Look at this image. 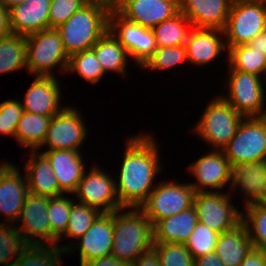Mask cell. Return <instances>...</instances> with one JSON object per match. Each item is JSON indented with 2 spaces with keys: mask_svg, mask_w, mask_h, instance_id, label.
I'll return each instance as SVG.
<instances>
[{
  "mask_svg": "<svg viewBox=\"0 0 266 266\" xmlns=\"http://www.w3.org/2000/svg\"><path fill=\"white\" fill-rule=\"evenodd\" d=\"M219 234L198 221L188 241L185 243L186 248L194 259L207 253L215 252Z\"/></svg>",
  "mask_w": 266,
  "mask_h": 266,
  "instance_id": "40",
  "label": "cell"
},
{
  "mask_svg": "<svg viewBox=\"0 0 266 266\" xmlns=\"http://www.w3.org/2000/svg\"><path fill=\"white\" fill-rule=\"evenodd\" d=\"M242 223L246 226L253 248L266 251V202L242 209Z\"/></svg>",
  "mask_w": 266,
  "mask_h": 266,
  "instance_id": "36",
  "label": "cell"
},
{
  "mask_svg": "<svg viewBox=\"0 0 266 266\" xmlns=\"http://www.w3.org/2000/svg\"><path fill=\"white\" fill-rule=\"evenodd\" d=\"M30 87L26 90L21 104L23 110L29 113L53 117L59 113L66 104H61L62 89L59 77L33 76ZM63 105V106H62Z\"/></svg>",
  "mask_w": 266,
  "mask_h": 266,
  "instance_id": "20",
  "label": "cell"
},
{
  "mask_svg": "<svg viewBox=\"0 0 266 266\" xmlns=\"http://www.w3.org/2000/svg\"><path fill=\"white\" fill-rule=\"evenodd\" d=\"M207 153L188 165V174L194 177L190 185L195 193L222 192L225 187L230 191L232 166L227 157L222 150L211 149Z\"/></svg>",
  "mask_w": 266,
  "mask_h": 266,
  "instance_id": "13",
  "label": "cell"
},
{
  "mask_svg": "<svg viewBox=\"0 0 266 266\" xmlns=\"http://www.w3.org/2000/svg\"><path fill=\"white\" fill-rule=\"evenodd\" d=\"M226 81V93L221 97L240 115L247 117H266V97L261 77L233 69L229 64Z\"/></svg>",
  "mask_w": 266,
  "mask_h": 266,
  "instance_id": "6",
  "label": "cell"
},
{
  "mask_svg": "<svg viewBox=\"0 0 266 266\" xmlns=\"http://www.w3.org/2000/svg\"><path fill=\"white\" fill-rule=\"evenodd\" d=\"M193 28L190 20L181 12L156 25L152 31L157 47L184 45Z\"/></svg>",
  "mask_w": 266,
  "mask_h": 266,
  "instance_id": "32",
  "label": "cell"
},
{
  "mask_svg": "<svg viewBox=\"0 0 266 266\" xmlns=\"http://www.w3.org/2000/svg\"><path fill=\"white\" fill-rule=\"evenodd\" d=\"M23 106L19 99H7L0 102V134L11 135L15 139L17 123L22 116Z\"/></svg>",
  "mask_w": 266,
  "mask_h": 266,
  "instance_id": "42",
  "label": "cell"
},
{
  "mask_svg": "<svg viewBox=\"0 0 266 266\" xmlns=\"http://www.w3.org/2000/svg\"><path fill=\"white\" fill-rule=\"evenodd\" d=\"M80 266H128V265L125 264L124 262L119 261L115 257L109 256L81 263Z\"/></svg>",
  "mask_w": 266,
  "mask_h": 266,
  "instance_id": "48",
  "label": "cell"
},
{
  "mask_svg": "<svg viewBox=\"0 0 266 266\" xmlns=\"http://www.w3.org/2000/svg\"><path fill=\"white\" fill-rule=\"evenodd\" d=\"M237 191L243 197L244 208L266 202V159L241 163L232 168L231 195H237Z\"/></svg>",
  "mask_w": 266,
  "mask_h": 266,
  "instance_id": "19",
  "label": "cell"
},
{
  "mask_svg": "<svg viewBox=\"0 0 266 266\" xmlns=\"http://www.w3.org/2000/svg\"><path fill=\"white\" fill-rule=\"evenodd\" d=\"M201 112V116L191 132L211 149L222 150L235 135L239 123L244 118L218 93Z\"/></svg>",
  "mask_w": 266,
  "mask_h": 266,
  "instance_id": "4",
  "label": "cell"
},
{
  "mask_svg": "<svg viewBox=\"0 0 266 266\" xmlns=\"http://www.w3.org/2000/svg\"><path fill=\"white\" fill-rule=\"evenodd\" d=\"M123 0H88V3L101 6L108 12H116L122 5Z\"/></svg>",
  "mask_w": 266,
  "mask_h": 266,
  "instance_id": "49",
  "label": "cell"
},
{
  "mask_svg": "<svg viewBox=\"0 0 266 266\" xmlns=\"http://www.w3.org/2000/svg\"><path fill=\"white\" fill-rule=\"evenodd\" d=\"M198 222L195 208L159 220L154 226V243L185 244Z\"/></svg>",
  "mask_w": 266,
  "mask_h": 266,
  "instance_id": "26",
  "label": "cell"
},
{
  "mask_svg": "<svg viewBox=\"0 0 266 266\" xmlns=\"http://www.w3.org/2000/svg\"><path fill=\"white\" fill-rule=\"evenodd\" d=\"M239 266H266V251L252 248Z\"/></svg>",
  "mask_w": 266,
  "mask_h": 266,
  "instance_id": "44",
  "label": "cell"
},
{
  "mask_svg": "<svg viewBox=\"0 0 266 266\" xmlns=\"http://www.w3.org/2000/svg\"><path fill=\"white\" fill-rule=\"evenodd\" d=\"M232 168L238 164L266 159V117H247L222 149Z\"/></svg>",
  "mask_w": 266,
  "mask_h": 266,
  "instance_id": "7",
  "label": "cell"
},
{
  "mask_svg": "<svg viewBox=\"0 0 266 266\" xmlns=\"http://www.w3.org/2000/svg\"><path fill=\"white\" fill-rule=\"evenodd\" d=\"M66 254L58 246H28L22 252V266H62Z\"/></svg>",
  "mask_w": 266,
  "mask_h": 266,
  "instance_id": "39",
  "label": "cell"
},
{
  "mask_svg": "<svg viewBox=\"0 0 266 266\" xmlns=\"http://www.w3.org/2000/svg\"><path fill=\"white\" fill-rule=\"evenodd\" d=\"M117 12L130 22L153 29L159 23L173 18L179 10L163 0H123Z\"/></svg>",
  "mask_w": 266,
  "mask_h": 266,
  "instance_id": "23",
  "label": "cell"
},
{
  "mask_svg": "<svg viewBox=\"0 0 266 266\" xmlns=\"http://www.w3.org/2000/svg\"><path fill=\"white\" fill-rule=\"evenodd\" d=\"M184 45L189 66L201 69L212 62H217L216 60H219L223 52L226 53L224 60L228 61V49L223 30L193 27Z\"/></svg>",
  "mask_w": 266,
  "mask_h": 266,
  "instance_id": "18",
  "label": "cell"
},
{
  "mask_svg": "<svg viewBox=\"0 0 266 266\" xmlns=\"http://www.w3.org/2000/svg\"><path fill=\"white\" fill-rule=\"evenodd\" d=\"M9 162H8V160L7 161H5V160H2L1 162H0V171L8 164Z\"/></svg>",
  "mask_w": 266,
  "mask_h": 266,
  "instance_id": "56",
  "label": "cell"
},
{
  "mask_svg": "<svg viewBox=\"0 0 266 266\" xmlns=\"http://www.w3.org/2000/svg\"><path fill=\"white\" fill-rule=\"evenodd\" d=\"M248 45L254 49L262 51L266 55V30L252 39Z\"/></svg>",
  "mask_w": 266,
  "mask_h": 266,
  "instance_id": "50",
  "label": "cell"
},
{
  "mask_svg": "<svg viewBox=\"0 0 266 266\" xmlns=\"http://www.w3.org/2000/svg\"><path fill=\"white\" fill-rule=\"evenodd\" d=\"M152 249L159 257L160 266H194L193 255L185 244L154 243Z\"/></svg>",
  "mask_w": 266,
  "mask_h": 266,
  "instance_id": "41",
  "label": "cell"
},
{
  "mask_svg": "<svg viewBox=\"0 0 266 266\" xmlns=\"http://www.w3.org/2000/svg\"><path fill=\"white\" fill-rule=\"evenodd\" d=\"M27 247L16 224L0 222V264L17 260Z\"/></svg>",
  "mask_w": 266,
  "mask_h": 266,
  "instance_id": "38",
  "label": "cell"
},
{
  "mask_svg": "<svg viewBox=\"0 0 266 266\" xmlns=\"http://www.w3.org/2000/svg\"><path fill=\"white\" fill-rule=\"evenodd\" d=\"M74 200L75 197L71 198L67 194L49 197L47 215L51 229V246H58V239L65 233Z\"/></svg>",
  "mask_w": 266,
  "mask_h": 266,
  "instance_id": "35",
  "label": "cell"
},
{
  "mask_svg": "<svg viewBox=\"0 0 266 266\" xmlns=\"http://www.w3.org/2000/svg\"><path fill=\"white\" fill-rule=\"evenodd\" d=\"M109 29V12L88 3L56 30L68 56L91 49Z\"/></svg>",
  "mask_w": 266,
  "mask_h": 266,
  "instance_id": "3",
  "label": "cell"
},
{
  "mask_svg": "<svg viewBox=\"0 0 266 266\" xmlns=\"http://www.w3.org/2000/svg\"><path fill=\"white\" fill-rule=\"evenodd\" d=\"M230 191L198 192L193 198V207L198 221L218 233L236 228L242 223V212L232 201Z\"/></svg>",
  "mask_w": 266,
  "mask_h": 266,
  "instance_id": "8",
  "label": "cell"
},
{
  "mask_svg": "<svg viewBox=\"0 0 266 266\" xmlns=\"http://www.w3.org/2000/svg\"><path fill=\"white\" fill-rule=\"evenodd\" d=\"M84 172L76 192L75 200L98 209L101 213H111L123 208L117 198L115 178L110 172L94 163ZM77 198V199H76Z\"/></svg>",
  "mask_w": 266,
  "mask_h": 266,
  "instance_id": "11",
  "label": "cell"
},
{
  "mask_svg": "<svg viewBox=\"0 0 266 266\" xmlns=\"http://www.w3.org/2000/svg\"><path fill=\"white\" fill-rule=\"evenodd\" d=\"M78 107L66 105L50 121L44 142L37 151L47 146L51 150H82L89 134L88 125ZM84 119V120H83ZM85 141V143H84Z\"/></svg>",
  "mask_w": 266,
  "mask_h": 266,
  "instance_id": "10",
  "label": "cell"
},
{
  "mask_svg": "<svg viewBox=\"0 0 266 266\" xmlns=\"http://www.w3.org/2000/svg\"><path fill=\"white\" fill-rule=\"evenodd\" d=\"M261 82H262L263 91L266 97V67L264 68L263 74L261 76Z\"/></svg>",
  "mask_w": 266,
  "mask_h": 266,
  "instance_id": "53",
  "label": "cell"
},
{
  "mask_svg": "<svg viewBox=\"0 0 266 266\" xmlns=\"http://www.w3.org/2000/svg\"><path fill=\"white\" fill-rule=\"evenodd\" d=\"M168 180L158 181L147 201L140 207L153 226L159 220L193 206L195 191L190 181L181 183L175 179Z\"/></svg>",
  "mask_w": 266,
  "mask_h": 266,
  "instance_id": "9",
  "label": "cell"
},
{
  "mask_svg": "<svg viewBox=\"0 0 266 266\" xmlns=\"http://www.w3.org/2000/svg\"><path fill=\"white\" fill-rule=\"evenodd\" d=\"M111 256L131 265L154 245L152 222L141 208L123 207L113 212Z\"/></svg>",
  "mask_w": 266,
  "mask_h": 266,
  "instance_id": "2",
  "label": "cell"
},
{
  "mask_svg": "<svg viewBox=\"0 0 266 266\" xmlns=\"http://www.w3.org/2000/svg\"><path fill=\"white\" fill-rule=\"evenodd\" d=\"M42 153L53 168L60 190L64 194L76 192L86 171V160L81 150H51ZM83 154V155H82Z\"/></svg>",
  "mask_w": 266,
  "mask_h": 266,
  "instance_id": "21",
  "label": "cell"
},
{
  "mask_svg": "<svg viewBox=\"0 0 266 266\" xmlns=\"http://www.w3.org/2000/svg\"><path fill=\"white\" fill-rule=\"evenodd\" d=\"M266 30V6L241 1L232 2L224 28L226 47L248 44Z\"/></svg>",
  "mask_w": 266,
  "mask_h": 266,
  "instance_id": "12",
  "label": "cell"
},
{
  "mask_svg": "<svg viewBox=\"0 0 266 266\" xmlns=\"http://www.w3.org/2000/svg\"><path fill=\"white\" fill-rule=\"evenodd\" d=\"M113 212L101 213L91 227L67 250L69 256L79 253V263L111 256L113 246Z\"/></svg>",
  "mask_w": 266,
  "mask_h": 266,
  "instance_id": "16",
  "label": "cell"
},
{
  "mask_svg": "<svg viewBox=\"0 0 266 266\" xmlns=\"http://www.w3.org/2000/svg\"><path fill=\"white\" fill-rule=\"evenodd\" d=\"M91 49L105 74L113 73L122 78L128 75L127 68L132 60H129L127 50L109 29Z\"/></svg>",
  "mask_w": 266,
  "mask_h": 266,
  "instance_id": "27",
  "label": "cell"
},
{
  "mask_svg": "<svg viewBox=\"0 0 266 266\" xmlns=\"http://www.w3.org/2000/svg\"><path fill=\"white\" fill-rule=\"evenodd\" d=\"M227 64L235 70L261 77L266 67V55L248 44H240L228 50Z\"/></svg>",
  "mask_w": 266,
  "mask_h": 266,
  "instance_id": "33",
  "label": "cell"
},
{
  "mask_svg": "<svg viewBox=\"0 0 266 266\" xmlns=\"http://www.w3.org/2000/svg\"><path fill=\"white\" fill-rule=\"evenodd\" d=\"M11 34L10 11L6 7L0 5V38L7 37Z\"/></svg>",
  "mask_w": 266,
  "mask_h": 266,
  "instance_id": "46",
  "label": "cell"
},
{
  "mask_svg": "<svg viewBox=\"0 0 266 266\" xmlns=\"http://www.w3.org/2000/svg\"><path fill=\"white\" fill-rule=\"evenodd\" d=\"M51 0H27L9 9L12 34L24 35L49 29Z\"/></svg>",
  "mask_w": 266,
  "mask_h": 266,
  "instance_id": "24",
  "label": "cell"
},
{
  "mask_svg": "<svg viewBox=\"0 0 266 266\" xmlns=\"http://www.w3.org/2000/svg\"><path fill=\"white\" fill-rule=\"evenodd\" d=\"M109 30L124 46L130 60L139 69L158 48L152 29L126 20L117 11L109 12Z\"/></svg>",
  "mask_w": 266,
  "mask_h": 266,
  "instance_id": "14",
  "label": "cell"
},
{
  "mask_svg": "<svg viewBox=\"0 0 266 266\" xmlns=\"http://www.w3.org/2000/svg\"><path fill=\"white\" fill-rule=\"evenodd\" d=\"M26 49L28 75L54 77V68L66 74L69 56L55 28L27 35Z\"/></svg>",
  "mask_w": 266,
  "mask_h": 266,
  "instance_id": "5",
  "label": "cell"
},
{
  "mask_svg": "<svg viewBox=\"0 0 266 266\" xmlns=\"http://www.w3.org/2000/svg\"><path fill=\"white\" fill-rule=\"evenodd\" d=\"M252 248L247 228L241 223L236 228L219 234L215 253L225 266H239Z\"/></svg>",
  "mask_w": 266,
  "mask_h": 266,
  "instance_id": "28",
  "label": "cell"
},
{
  "mask_svg": "<svg viewBox=\"0 0 266 266\" xmlns=\"http://www.w3.org/2000/svg\"><path fill=\"white\" fill-rule=\"evenodd\" d=\"M163 1L173 4L178 10H180L182 0H163Z\"/></svg>",
  "mask_w": 266,
  "mask_h": 266,
  "instance_id": "54",
  "label": "cell"
},
{
  "mask_svg": "<svg viewBox=\"0 0 266 266\" xmlns=\"http://www.w3.org/2000/svg\"><path fill=\"white\" fill-rule=\"evenodd\" d=\"M231 5L230 0H182L179 12L194 28L224 30Z\"/></svg>",
  "mask_w": 266,
  "mask_h": 266,
  "instance_id": "22",
  "label": "cell"
},
{
  "mask_svg": "<svg viewBox=\"0 0 266 266\" xmlns=\"http://www.w3.org/2000/svg\"><path fill=\"white\" fill-rule=\"evenodd\" d=\"M52 117L23 111L15 130V140L28 151H37L45 140Z\"/></svg>",
  "mask_w": 266,
  "mask_h": 266,
  "instance_id": "29",
  "label": "cell"
},
{
  "mask_svg": "<svg viewBox=\"0 0 266 266\" xmlns=\"http://www.w3.org/2000/svg\"><path fill=\"white\" fill-rule=\"evenodd\" d=\"M4 266H22V253L17 260L9 262L5 264Z\"/></svg>",
  "mask_w": 266,
  "mask_h": 266,
  "instance_id": "52",
  "label": "cell"
},
{
  "mask_svg": "<svg viewBox=\"0 0 266 266\" xmlns=\"http://www.w3.org/2000/svg\"><path fill=\"white\" fill-rule=\"evenodd\" d=\"M243 1L248 2V3H256V4L266 6V0H243Z\"/></svg>",
  "mask_w": 266,
  "mask_h": 266,
  "instance_id": "55",
  "label": "cell"
},
{
  "mask_svg": "<svg viewBox=\"0 0 266 266\" xmlns=\"http://www.w3.org/2000/svg\"><path fill=\"white\" fill-rule=\"evenodd\" d=\"M26 1L27 0H0V5L6 7L7 9H10L17 4H21Z\"/></svg>",
  "mask_w": 266,
  "mask_h": 266,
  "instance_id": "51",
  "label": "cell"
},
{
  "mask_svg": "<svg viewBox=\"0 0 266 266\" xmlns=\"http://www.w3.org/2000/svg\"><path fill=\"white\" fill-rule=\"evenodd\" d=\"M25 159L23 170L29 192L48 197L64 195L60 190L57 178L48 159L39 151H29Z\"/></svg>",
  "mask_w": 266,
  "mask_h": 266,
  "instance_id": "25",
  "label": "cell"
},
{
  "mask_svg": "<svg viewBox=\"0 0 266 266\" xmlns=\"http://www.w3.org/2000/svg\"><path fill=\"white\" fill-rule=\"evenodd\" d=\"M153 135L148 131L129 134L125 138L122 164L118 167L120 171L114 176L117 198L122 207L140 208L156 187L159 173L163 172L160 143Z\"/></svg>",
  "mask_w": 266,
  "mask_h": 266,
  "instance_id": "1",
  "label": "cell"
},
{
  "mask_svg": "<svg viewBox=\"0 0 266 266\" xmlns=\"http://www.w3.org/2000/svg\"><path fill=\"white\" fill-rule=\"evenodd\" d=\"M27 70L26 36L11 34L0 38V74Z\"/></svg>",
  "mask_w": 266,
  "mask_h": 266,
  "instance_id": "30",
  "label": "cell"
},
{
  "mask_svg": "<svg viewBox=\"0 0 266 266\" xmlns=\"http://www.w3.org/2000/svg\"><path fill=\"white\" fill-rule=\"evenodd\" d=\"M194 266H225L215 252L194 259Z\"/></svg>",
  "mask_w": 266,
  "mask_h": 266,
  "instance_id": "47",
  "label": "cell"
},
{
  "mask_svg": "<svg viewBox=\"0 0 266 266\" xmlns=\"http://www.w3.org/2000/svg\"><path fill=\"white\" fill-rule=\"evenodd\" d=\"M67 73L69 75L75 73L91 85H97L106 75L92 49L70 56L66 75Z\"/></svg>",
  "mask_w": 266,
  "mask_h": 266,
  "instance_id": "34",
  "label": "cell"
},
{
  "mask_svg": "<svg viewBox=\"0 0 266 266\" xmlns=\"http://www.w3.org/2000/svg\"><path fill=\"white\" fill-rule=\"evenodd\" d=\"M48 202V196L27 194L16 227L28 246H51Z\"/></svg>",
  "mask_w": 266,
  "mask_h": 266,
  "instance_id": "15",
  "label": "cell"
},
{
  "mask_svg": "<svg viewBox=\"0 0 266 266\" xmlns=\"http://www.w3.org/2000/svg\"><path fill=\"white\" fill-rule=\"evenodd\" d=\"M87 4L88 0H51L49 9V29H56Z\"/></svg>",
  "mask_w": 266,
  "mask_h": 266,
  "instance_id": "43",
  "label": "cell"
},
{
  "mask_svg": "<svg viewBox=\"0 0 266 266\" xmlns=\"http://www.w3.org/2000/svg\"><path fill=\"white\" fill-rule=\"evenodd\" d=\"M28 193L24 172L18 163L9 161L0 171V222L16 224Z\"/></svg>",
  "mask_w": 266,
  "mask_h": 266,
  "instance_id": "17",
  "label": "cell"
},
{
  "mask_svg": "<svg viewBox=\"0 0 266 266\" xmlns=\"http://www.w3.org/2000/svg\"><path fill=\"white\" fill-rule=\"evenodd\" d=\"M181 63L188 65L185 45L158 47L140 69L149 70L153 73L158 71L159 74L161 71L174 69L175 66L181 65Z\"/></svg>",
  "mask_w": 266,
  "mask_h": 266,
  "instance_id": "37",
  "label": "cell"
},
{
  "mask_svg": "<svg viewBox=\"0 0 266 266\" xmlns=\"http://www.w3.org/2000/svg\"><path fill=\"white\" fill-rule=\"evenodd\" d=\"M100 214L101 212L94 207L87 206L86 204L80 203L76 200L73 201L71 205L68 226L65 230V233L58 239V247L66 251L91 227L93 222ZM62 238H65V241L68 239V243L66 242V245L65 243L64 245L60 244V242L64 241Z\"/></svg>",
  "mask_w": 266,
  "mask_h": 266,
  "instance_id": "31",
  "label": "cell"
},
{
  "mask_svg": "<svg viewBox=\"0 0 266 266\" xmlns=\"http://www.w3.org/2000/svg\"><path fill=\"white\" fill-rule=\"evenodd\" d=\"M128 266H160V260L157 253L151 249L143 253L131 265Z\"/></svg>",
  "mask_w": 266,
  "mask_h": 266,
  "instance_id": "45",
  "label": "cell"
}]
</instances>
